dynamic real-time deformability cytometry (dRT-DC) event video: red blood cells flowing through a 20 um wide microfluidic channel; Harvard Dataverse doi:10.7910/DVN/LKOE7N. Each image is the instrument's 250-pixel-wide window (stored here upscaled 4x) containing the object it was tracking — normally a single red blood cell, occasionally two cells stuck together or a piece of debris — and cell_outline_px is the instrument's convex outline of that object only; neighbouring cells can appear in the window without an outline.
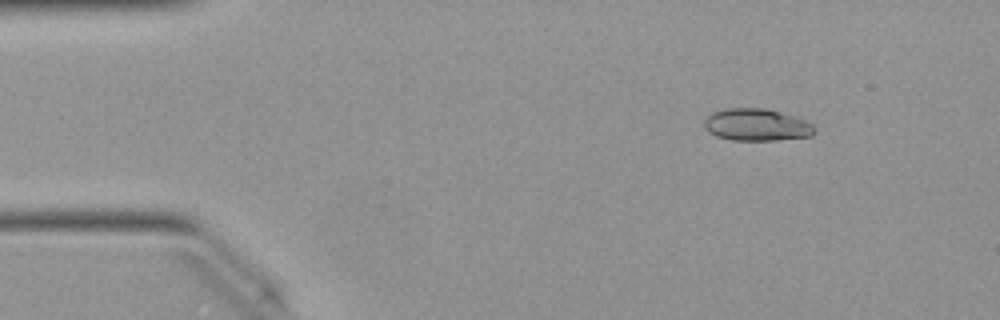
{"species": "Egyptian fruit bat (a non-hibernating species)", "species_latin": "Rousettus aegyptiacus", "temperature_condition": "warm", "stored_images_in_passage": 19, "camera_frame_rate_fps": 3000, "um_per_image_px": 0.085, "animal": {"sex": "female"}, "frame": {"image": 1, "passage_image": 6, "time_ms": 1.667, "image_size_px": [1000, 320], "cell_outline_px": [[816, 132], [812, 136], [776, 140], [732, 140], [716, 136], [708, 132], [704, 128], [704, 120], [712, 112], [728, 108], [764, 108], [780, 112], [804, 120], [812, 124], [816, 128]], "centroid_in_image_um": [64.3, 10.62], "position_along_channel_um": 20.7, "area_um2": 20.69}}